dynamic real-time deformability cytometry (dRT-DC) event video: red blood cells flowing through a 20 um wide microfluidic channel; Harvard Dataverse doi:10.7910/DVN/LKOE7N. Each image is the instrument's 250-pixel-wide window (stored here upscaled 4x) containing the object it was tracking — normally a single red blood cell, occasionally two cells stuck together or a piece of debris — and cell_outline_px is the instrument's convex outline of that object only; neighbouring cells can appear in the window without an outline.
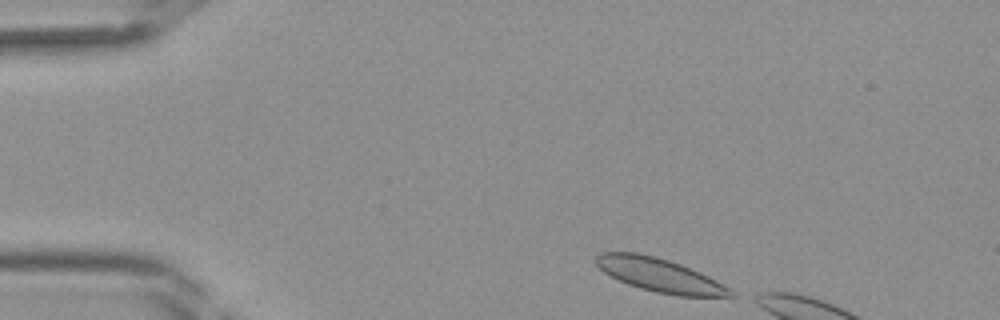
{"species": "Egyptian fruit bat (a non-hibernating species)", "species_latin": "Rousettus aegyptiacus", "temperature_condition": "room temperature", "stored_images_in_passage": 5, "camera_frame_rate_fps": 3000, "um_per_image_px": 0.085, "frame": {"image": 1, "passage_image": 1, "time_ms": 0.0, "image_size_px": [1000, 320], "cell_outline_px": [[736, 296], [676, 296], [656, 292], [640, 288], [628, 284], [604, 272], [592, 260], [600, 252], [636, 252], [668, 260], [680, 264], [700, 272], [716, 280], [736, 292]], "centroid_in_image_um": [56.07, 23.38], "position_along_channel_um": 28.9, "area_um2": 26.18}}